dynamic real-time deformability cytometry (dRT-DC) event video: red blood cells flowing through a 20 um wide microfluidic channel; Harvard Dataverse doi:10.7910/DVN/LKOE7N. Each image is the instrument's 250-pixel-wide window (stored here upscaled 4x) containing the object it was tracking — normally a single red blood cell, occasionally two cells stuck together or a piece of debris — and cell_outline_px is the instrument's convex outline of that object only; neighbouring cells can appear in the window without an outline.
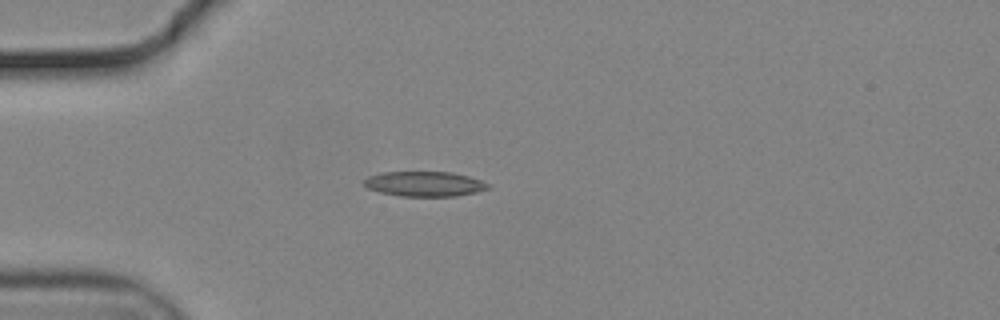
{"species": "common noctule bat (a hibernating species)", "species_latin": "Nyctalus noctula", "temperature_condition": "cold", "stored_images_in_passage": 41, "camera_frame_rate_fps": 3000, "um_per_image_px": 0.085, "animal": {"sex": "male", "body_mass_g": 19.2, "forearm_length_mm": 51.8}, "frame": {"image": 1, "passage_image": 1, "time_ms": 0.0, "image_size_px": [1000, 320], "cell_outline_px": [[492, 188], [476, 192], [456, 196], [400, 196], [380, 192], [368, 188], [364, 184], [364, 180], [368, 176], [380, 172], [452, 172], [468, 176], [480, 180], [488, 184]], "centroid_in_image_um": [36.09, 15.63], "position_along_channel_um": 48.9, "area_um2": 18.03}}
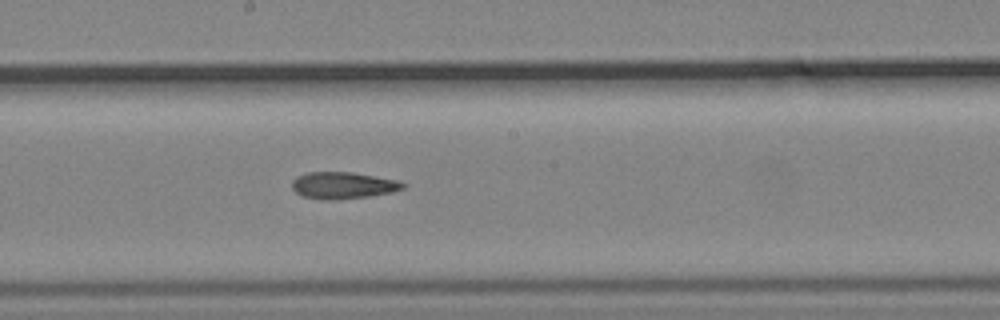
{"frame": {"image": 2, "passage_image": 16, "time_ms": 5.0, "image_size_px": [1000, 320], "cell_outline_px": [[408, 184], [404, 188], [392, 192], [368, 196], [336, 200], [324, 200], [304, 196], [296, 192], [292, 188], [292, 180], [296, 176], [308, 172], [352, 172], [400, 180]], "centroid_in_image_um": [29.19, 15.75], "position_along_channel_um": 219.0, "area_um2": 17.46}}
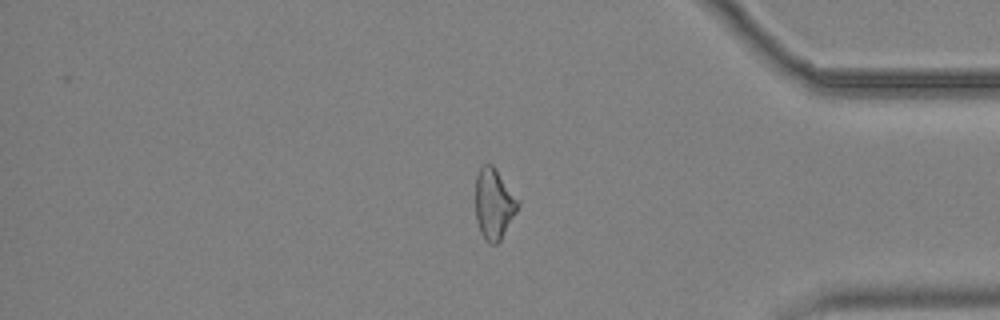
{"frame": {"image": 3, "passage_image": 32, "time_ms": 10.333, "image_size_px": [1000, 320], "cell_outline_px": [[520, 204], [516, 212], [500, 240], [496, 244], [492, 244], [484, 240], [480, 232], [476, 220], [476, 176], [480, 168], [484, 164], [492, 164], [496, 168], [520, 200]], "centroid_in_image_um": [41.99, 17.32], "position_along_channel_um": 393.2, "area_um2": 17.57}, "authors_computed_cell_mechanics": {"area_um2": 17.6868, "velocity_mm_per_s": 3.7182, "shape_relaxation_time_tau1_ms": null, "shape_relaxation_time_tau2_ms": 7.1385, "deformation_change_tau1": null, "deformation_change_tau2": 0.1816}}